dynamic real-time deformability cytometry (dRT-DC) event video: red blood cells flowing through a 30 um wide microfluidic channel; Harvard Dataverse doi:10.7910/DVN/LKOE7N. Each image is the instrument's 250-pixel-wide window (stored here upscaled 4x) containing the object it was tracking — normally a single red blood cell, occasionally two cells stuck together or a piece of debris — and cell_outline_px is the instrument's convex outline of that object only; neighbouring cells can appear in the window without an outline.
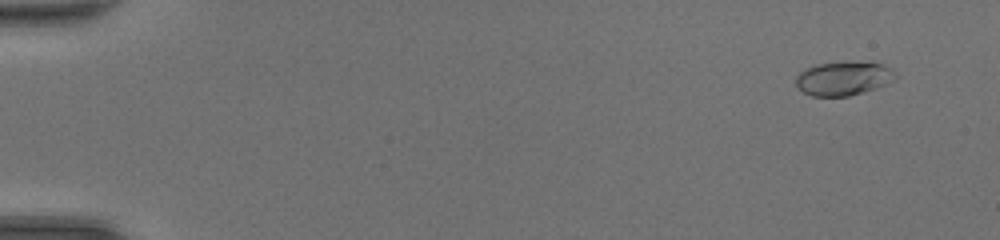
{"species": "common noctule bat (a hibernating species)", "species_latin": "Nyctalus noctula", "temperature_condition": "room temperature", "stored_images_in_passage": 49, "camera_frame_rate_fps": 3000, "um_per_image_px": 0.085, "animal": {"sex": "female", "body_mass_g": 20.0, "forearm_length_mm": 54.0}, "frame": {"image": 1, "passage_image": 4, "time_ms": 1.0, "image_size_px": [1000, 240], "cell_outline_px": [[896, 76], [892, 80], [876, 88], [848, 96], [812, 96], [804, 92], [796, 84], [796, 76], [800, 72], [816, 64], [884, 64], [892, 68]], "centroid_in_image_um": [71.67, 6.7], "position_along_channel_um": 13.3, "area_um2": 18.73}}
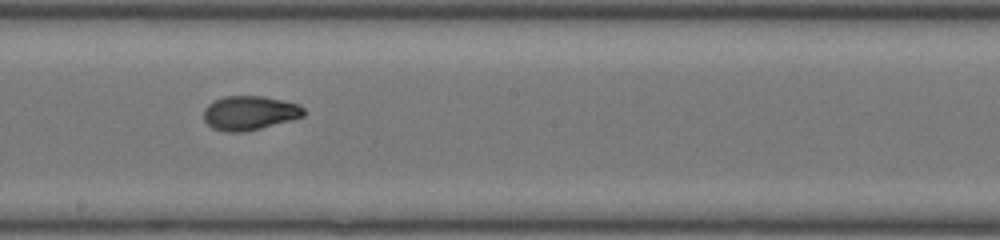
{"frame": {"image": 2, "passage_image": 29, "time_ms": 9.333, "image_size_px": [1000, 240], "cell_outline_px": [[304, 116], [260, 128], [244, 132], [228, 132], [212, 128], [204, 120], [204, 108], [212, 100], [224, 96], [264, 96], [300, 104], [304, 108]], "centroid_in_image_um": [21.19, 9.59], "position_along_channel_um": 227.0, "area_um2": 19.94}}
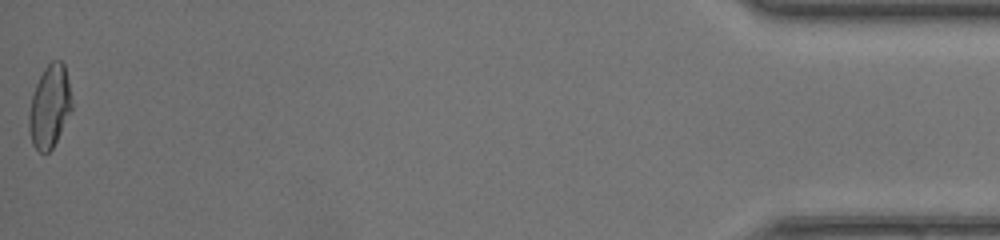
{"frame": {"image": 3, "passage_image": 49, "time_ms": 16.0, "image_size_px": [1000, 240], "cell_outline_px": [[72, 108], [52, 148], [48, 152], [40, 152], [32, 144], [28, 128], [28, 116], [32, 96], [36, 84], [44, 68], [52, 60], [60, 60], [64, 64], [68, 80], [72, 104]], "centroid_in_image_um": [4.2, 9.04], "position_along_channel_um": 431.0, "area_um2": 20.35}, "authors_computed_cell_mechanics": {"area_um2": 19.652, "velocity_mm_per_s": 4.4127, "shape_relaxation_time_tau1_ms": 4.6876, "shape_relaxation_time_tau2_ms": 1.4299, "deformation_change_tau1": 0.1816, "deformation_change_tau2": 0.062}}